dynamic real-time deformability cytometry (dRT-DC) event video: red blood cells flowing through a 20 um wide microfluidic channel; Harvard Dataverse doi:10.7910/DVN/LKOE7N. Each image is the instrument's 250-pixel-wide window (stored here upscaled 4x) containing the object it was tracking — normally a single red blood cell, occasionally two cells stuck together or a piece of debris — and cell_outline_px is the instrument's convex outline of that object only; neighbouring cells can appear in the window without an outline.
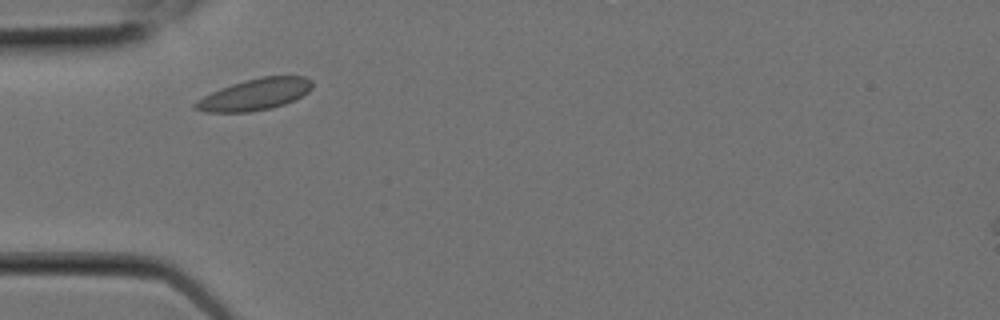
{"species": "Egyptian fruit bat (a non-hibernating species)", "species_latin": "Rousettus aegyptiacus", "temperature_condition": "room temperature", "stored_images_in_passage": 3, "camera_frame_rate_fps": 3000, "um_per_image_px": 0.085, "animal": {"sex": "female"}, "frame": {"image": 1, "passage_image": 2, "time_ms": 0.333, "image_size_px": [1000, 320], "cell_outline_px": [[312, 88], [308, 92], [284, 104], [272, 108], [252, 112], [204, 112], [192, 108], [192, 104], [196, 100], [220, 88], [232, 84], [264, 76], [304, 76], [312, 80]], "centroid_in_image_um": [21.64, 8.04], "position_along_channel_um": 63.4, "area_um2": 21.39}}
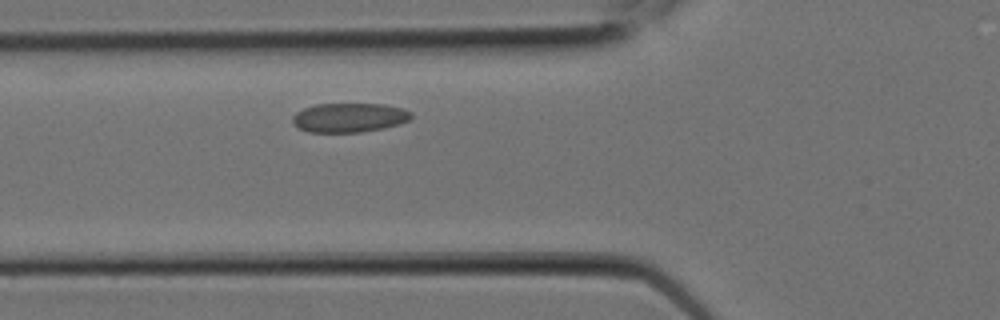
{"frame": {"image": 2, "passage_image": 3, "time_ms": 0.667, "image_size_px": [1000, 320], "cell_outline_px": [[412, 116], [408, 120], [384, 128], [360, 132], [308, 132], [292, 124], [292, 116], [296, 112], [304, 108], [316, 104], [384, 104], [400, 108], [412, 112]], "centroid_in_image_um": [29.64, 9.99], "position_along_channel_um": 96.2, "area_um2": 20.11}}